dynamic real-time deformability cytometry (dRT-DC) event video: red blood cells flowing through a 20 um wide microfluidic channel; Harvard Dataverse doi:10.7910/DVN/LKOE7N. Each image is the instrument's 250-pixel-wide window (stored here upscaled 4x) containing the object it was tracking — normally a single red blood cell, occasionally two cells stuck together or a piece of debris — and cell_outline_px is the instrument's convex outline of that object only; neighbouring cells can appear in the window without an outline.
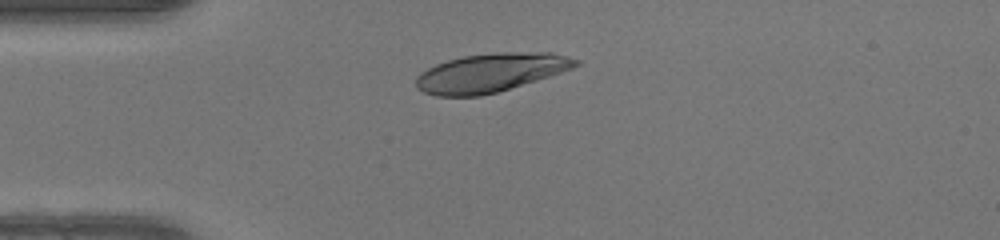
{"species": "human", "species_latin": "Homo sapiens", "temperature_condition": "warm", "stored_images_in_passage": 31, "camera_frame_rate_fps": 3000, "um_per_image_px": 0.085, "donor": {"sex": "female"}, "frame": {"image": 1, "passage_image": 1, "time_ms": 0.0, "image_size_px": [1000, 240], "cell_outline_px": [[580, 64], [572, 68], [536, 80], [496, 92], [480, 96], [436, 96], [424, 92], [416, 88], [416, 76], [420, 72], [436, 64], [448, 60], [464, 56], [496, 52], [552, 52], [580, 60]], "centroid_in_image_um": [41.67, 6.17], "position_along_channel_um": 43.3, "area_um2": 35.72}}
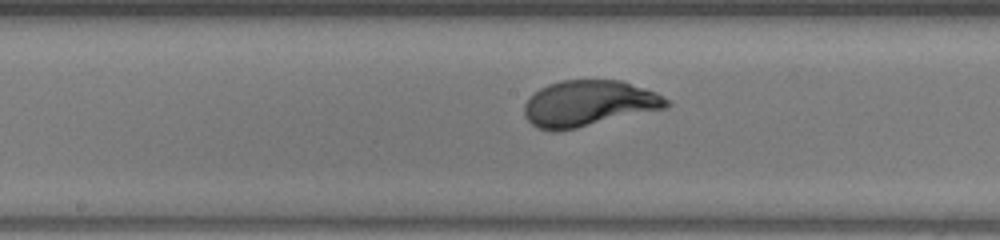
{"frame": {"image": 2, "passage_image": 14, "time_ms": 4.333, "image_size_px": [1000, 240], "cell_outline_px": [[672, 104], [668, 108], [576, 128], [556, 132], [552, 132], [540, 128], [532, 124], [524, 116], [524, 104], [528, 96], [540, 88], [548, 84], [564, 80], [620, 80], [656, 92], [668, 100]], "centroid_in_image_um": [50.03, 8.8], "position_along_channel_um": 198.2, "area_um2": 38.26}}
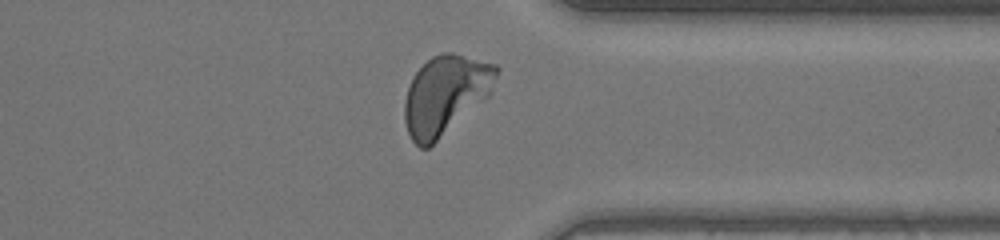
{"frame": {"image": 3, "passage_image": 27, "time_ms": 8.667, "image_size_px": [1000, 240], "cell_outline_px": [[500, 68], [492, 92], [488, 96], [428, 148], [420, 148], [412, 140], [408, 132], [404, 120], [404, 100], [412, 76], [432, 56], [444, 52], [452, 52], [496, 64]], "centroid_in_image_um": [37.86, 8.03], "position_along_channel_um": 373.5, "area_um2": 42.02}, "authors_computed_cell_mechanics": {"area_um2": 38.0902, "velocity_mm_per_s": 4.117, "shape_relaxation_time_tau1_ms": 2.0573, "shape_relaxation_time_tau2_ms": null, "deformation_change_tau1": 0.1735, "deformation_change_tau2": null}}